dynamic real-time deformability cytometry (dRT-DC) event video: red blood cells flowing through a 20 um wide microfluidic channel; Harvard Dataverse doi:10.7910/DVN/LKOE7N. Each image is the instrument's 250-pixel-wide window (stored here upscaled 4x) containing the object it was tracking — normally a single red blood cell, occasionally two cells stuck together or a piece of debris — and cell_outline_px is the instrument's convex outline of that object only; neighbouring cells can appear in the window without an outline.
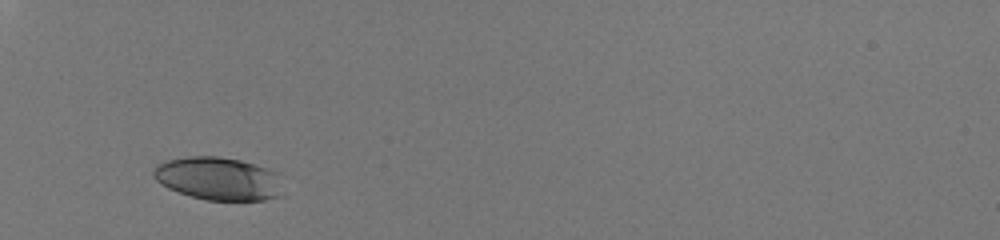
{"species": "human", "species_latin": "Homo sapiens", "temperature_condition": "room temperature", "stored_images_in_passage": 27, "camera_frame_rate_fps": 3000, "um_per_image_px": 0.085, "donor": {"sex": "male"}, "frame": {"image": 1, "passage_image": 1, "time_ms": 0.0, "image_size_px": [1000, 240], "cell_outline_px": [[280, 172], [276, 196], [264, 200], [208, 200], [192, 196], [168, 188], [160, 184], [152, 176], [152, 168], [156, 164], [168, 160], [188, 156], [216, 156], [240, 160]], "centroid_in_image_um": [18.48, 15.16], "position_along_channel_um": 66.5, "area_um2": 32.14}}
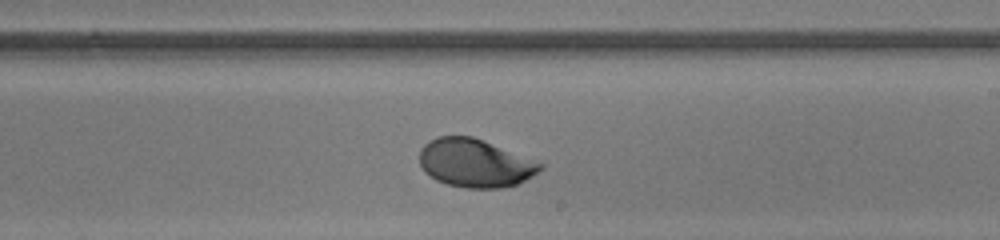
{"frame": {"image": 2, "passage_image": 16, "time_ms": 5.0, "image_size_px": [1000, 240], "cell_outline_px": [[544, 168], [532, 176], [516, 184], [500, 188], [468, 188], [448, 184], [436, 180], [424, 172], [420, 164], [420, 148], [428, 140], [436, 136], [472, 136], [544, 164]], "centroid_in_image_um": [40.34, 13.86], "position_along_channel_um": 248.7, "area_um2": 33.76}}
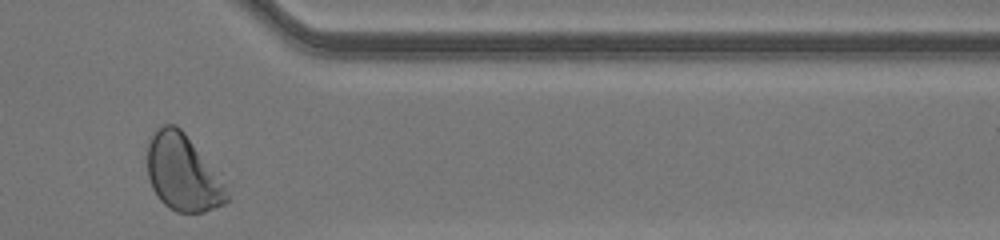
{"frame": {"image": 3, "passage_image": 27, "time_ms": 8.667, "image_size_px": [1000, 240], "cell_outline_px": [[228, 200], [224, 204], [216, 208], [204, 212], [176, 212], [168, 208], [156, 196], [152, 188], [148, 176], [148, 140], [156, 128], [164, 124], [176, 124], [184, 132], [224, 184], [228, 196]], "centroid_in_image_um": [15.49, 14.7], "position_along_channel_um": 395.9, "area_um2": 34.97}, "authors_computed_cell_mechanics": {"area_um2": 33.6396, "velocity_mm_per_s": 4.078, "shape_relaxation_time_tau1_ms": 2.6532, "shape_relaxation_time_tau2_ms": 0.7186, "deformation_change_tau1": 0.1397, "deformation_change_tau2": 0.0384}}